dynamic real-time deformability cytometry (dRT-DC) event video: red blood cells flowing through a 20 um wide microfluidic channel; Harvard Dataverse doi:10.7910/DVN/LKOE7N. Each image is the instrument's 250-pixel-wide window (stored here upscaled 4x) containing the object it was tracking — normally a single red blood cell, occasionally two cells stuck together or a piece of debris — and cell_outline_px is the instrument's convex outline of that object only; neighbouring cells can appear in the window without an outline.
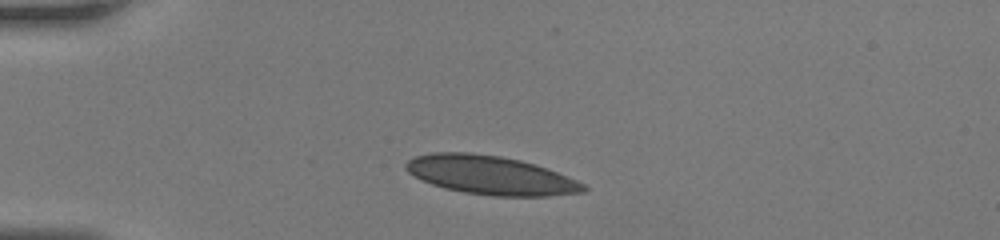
{"species": "human", "species_latin": "Homo sapiens", "temperature_condition": "room temperature", "stored_images_in_passage": 41, "camera_frame_rate_fps": 3000, "um_per_image_px": 0.085, "donor": {"sex": "female"}, "frame": {"image": 1, "passage_image": 1, "time_ms": 0.0, "image_size_px": [1000, 240], "cell_outline_px": [[588, 188], [584, 192], [548, 196], [492, 196], [464, 192], [444, 188], [432, 184], [408, 172], [404, 168], [404, 164], [408, 160], [416, 156], [432, 152], [468, 152], [500, 156], [520, 160], [536, 164], [576, 180], [584, 184]], "centroid_in_image_um": [41.69, 14.89], "position_along_channel_um": 43.3, "area_um2": 39.94}}
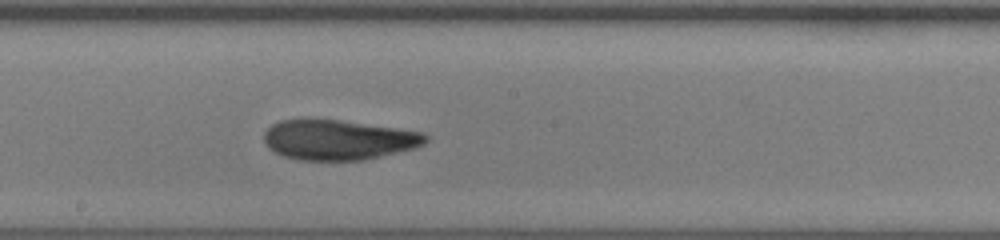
{"frame": {"image": 2, "passage_image": 18, "time_ms": 5.667, "image_size_px": [1000, 240], "cell_outline_px": [[428, 140], [424, 144], [416, 148], [364, 160], [300, 160], [284, 156], [268, 148], [264, 140], [264, 132], [272, 124], [280, 120], [304, 116], [340, 120], [424, 132], [428, 136]], "centroid_in_image_um": [28.73, 11.85], "position_along_channel_um": 219.5, "area_um2": 38.44}}
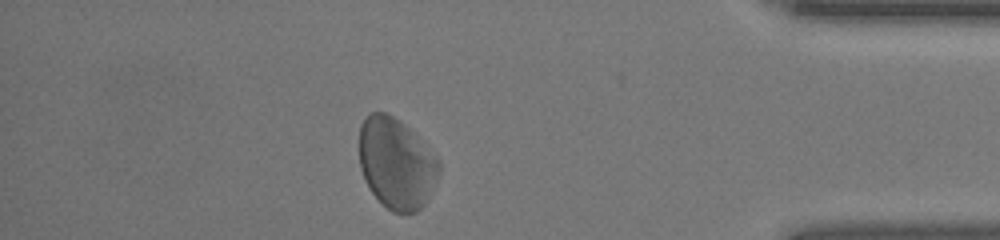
{"frame": {"image": 3, "passage_image": 35, "time_ms": 11.333, "image_size_px": [1000, 240], "cell_outline_px": [[440, 172], [424, 204], [416, 212], [392, 212], [372, 192], [364, 180], [360, 168], [360, 124], [372, 112], [384, 112], [400, 120], [440, 160]], "centroid_in_image_um": [33.68, 13.88], "position_along_channel_um": 401.5, "area_um2": 41.67}, "authors_computed_cell_mechanics": {"area_um2": 39.304, "velocity_mm_per_s": 3.7836, "shape_relaxation_time_tau1_ms": 4.5635, "shape_relaxation_time_tau2_ms": 2.2526, "deformation_change_tau1": 0.1141, "deformation_change_tau2": 0.0795}}